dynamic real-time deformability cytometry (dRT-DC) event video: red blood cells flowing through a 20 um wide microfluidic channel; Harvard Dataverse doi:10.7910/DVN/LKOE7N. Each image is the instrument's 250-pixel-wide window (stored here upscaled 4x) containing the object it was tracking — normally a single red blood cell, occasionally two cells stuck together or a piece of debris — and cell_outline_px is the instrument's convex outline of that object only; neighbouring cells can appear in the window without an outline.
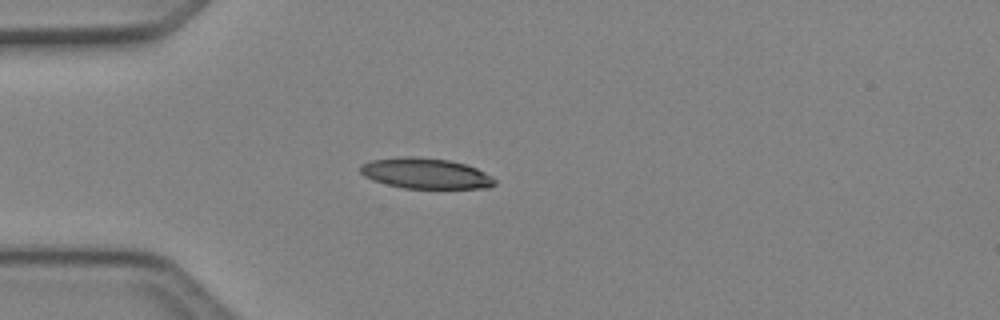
{"species": "Egyptian fruit bat (a non-hibernating species)", "species_latin": "Rousettus aegyptiacus", "temperature_condition": "cold", "stored_images_in_passage": 4, "camera_frame_rate_fps": 3000, "um_per_image_px": 0.085, "animal": {"sex": "female"}, "frame": {"image": 1, "passage_image": 3, "time_ms": 0.667, "image_size_px": [1000, 320], "cell_outline_px": [[496, 184], [488, 188], [404, 188], [372, 180], [364, 176], [360, 172], [360, 164], [372, 160], [404, 156], [412, 156], [448, 160], [464, 164], [476, 168], [492, 176], [496, 180]], "centroid_in_image_um": [36.17, 14.74], "position_along_channel_um": 48.8, "area_um2": 23.87}}